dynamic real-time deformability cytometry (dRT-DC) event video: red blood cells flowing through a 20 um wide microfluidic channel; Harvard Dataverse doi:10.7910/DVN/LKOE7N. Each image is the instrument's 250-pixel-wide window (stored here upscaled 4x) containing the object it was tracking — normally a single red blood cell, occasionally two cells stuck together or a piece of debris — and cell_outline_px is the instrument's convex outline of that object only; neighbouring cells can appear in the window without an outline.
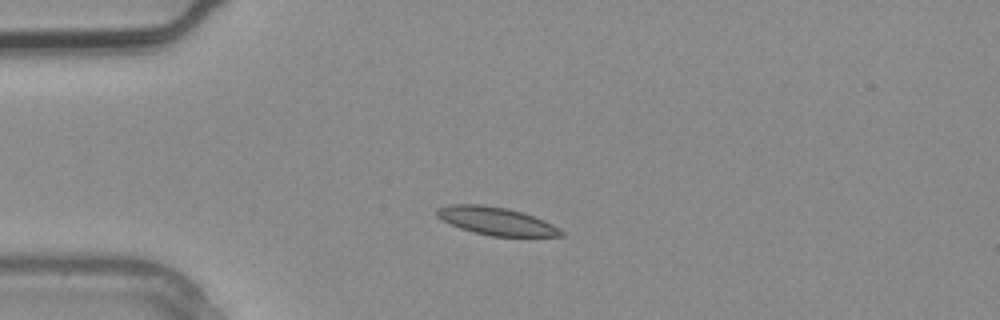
{"species": "common noctule bat (a hibernating species)", "species_latin": "Nyctalus noctula", "temperature_condition": "warm", "stored_images_in_passage": 1, "camera_frame_rate_fps": 3000, "um_per_image_px": 0.085, "animal": {"sex": "male", "body_mass_g": 20.4}, "frame": {"image": 1, "passage_image": 1, "time_ms": 0.0, "image_size_px": [1000, 320], "cell_outline_px": [[564, 236], [492, 236], [472, 232], [460, 228], [436, 216], [436, 208], [448, 204], [480, 204], [508, 208], [544, 220], [560, 228], [564, 232]], "centroid_in_image_um": [42.16, 18.78], "position_along_channel_um": 42.8, "area_um2": 20.11}}